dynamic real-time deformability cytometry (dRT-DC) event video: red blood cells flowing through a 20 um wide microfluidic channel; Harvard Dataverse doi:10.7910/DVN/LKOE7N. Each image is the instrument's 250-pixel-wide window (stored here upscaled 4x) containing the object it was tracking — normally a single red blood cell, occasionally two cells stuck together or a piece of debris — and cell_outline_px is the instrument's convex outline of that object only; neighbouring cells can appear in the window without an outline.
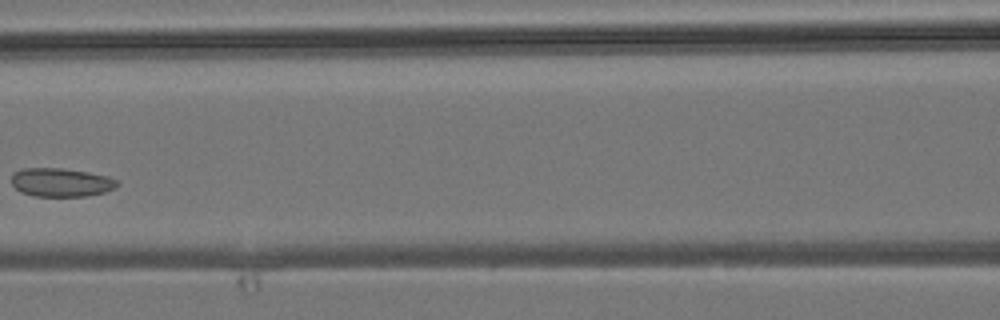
{"species": "common noctule bat (a hibernating species)", "species_latin": "Nyctalus noctula", "temperature_condition": "room temperature", "stored_images_in_passage": 9, "camera_frame_rate_fps": 3000, "um_per_image_px": 0.085, "animal": {"sex": "male", "body_mass_g": 19.2, "forearm_length_mm": 51.8}, "frame": {"image": 1, "passage_image": 8, "time_ms": 8.0, "image_size_px": [1000, 320], "cell_outline_px": [[120, 184], [104, 192], [88, 196], [32, 196], [20, 192], [12, 184], [12, 172], [24, 168], [60, 168], [88, 172], [108, 176], [120, 180]], "centroid_in_image_um": [5.19, 15.5], "position_along_channel_um": 161.4, "area_um2": 17.74}}
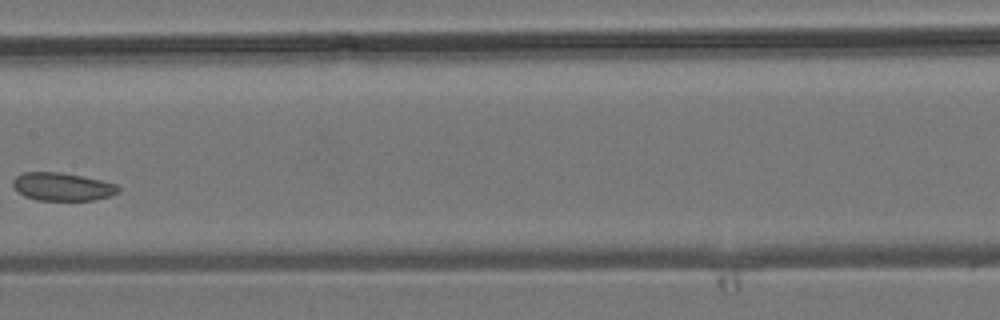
{"frame": {"image": 2, "passage_image": 9, "time_ms": 9.0, "image_size_px": [1000, 320], "cell_outline_px": [[120, 192], [112, 196], [92, 200], [36, 200], [24, 196], [12, 184], [12, 180], [16, 176], [24, 172], [60, 172], [100, 180], [116, 184], [120, 188]], "centroid_in_image_um": [5.32, 15.87], "position_along_channel_um": 202.1, "area_um2": 17.17}}